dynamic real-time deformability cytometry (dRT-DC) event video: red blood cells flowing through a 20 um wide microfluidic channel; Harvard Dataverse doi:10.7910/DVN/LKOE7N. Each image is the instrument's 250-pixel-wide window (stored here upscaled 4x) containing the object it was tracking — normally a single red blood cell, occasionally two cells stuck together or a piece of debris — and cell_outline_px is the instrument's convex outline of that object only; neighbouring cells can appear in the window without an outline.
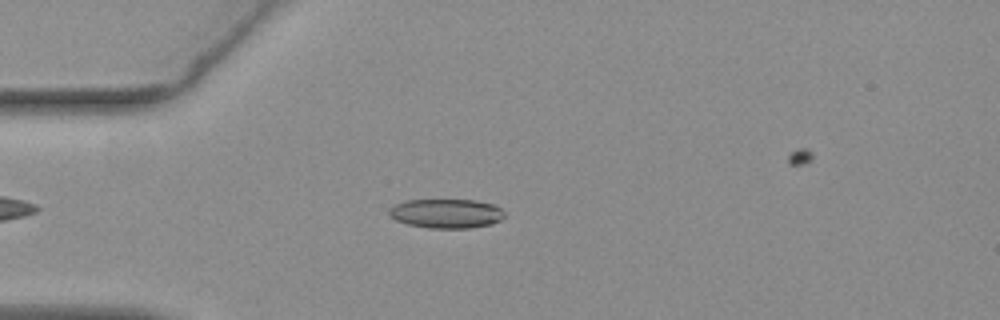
{"species": "common noctule bat (a hibernating species)", "species_latin": "Nyctalus noctula", "temperature_condition": "warm", "stored_images_in_passage": 47, "camera_frame_rate_fps": 3000, "um_per_image_px": 0.085, "animal": {"sex": "female", "body_mass_g": 19.3, "forearm_length_mm": 54.1}, "frame": {"image": 1, "passage_image": 8, "time_ms": 2.333, "image_size_px": [1000, 320], "cell_outline_px": [[504, 216], [500, 220], [492, 224], [468, 228], [428, 228], [408, 224], [396, 220], [388, 212], [388, 208], [396, 204], [408, 200], [476, 200], [492, 204], [500, 208], [504, 212]], "centroid_in_image_um": [37.94, 18.15], "position_along_channel_um": 47.1, "area_um2": 19.59}}
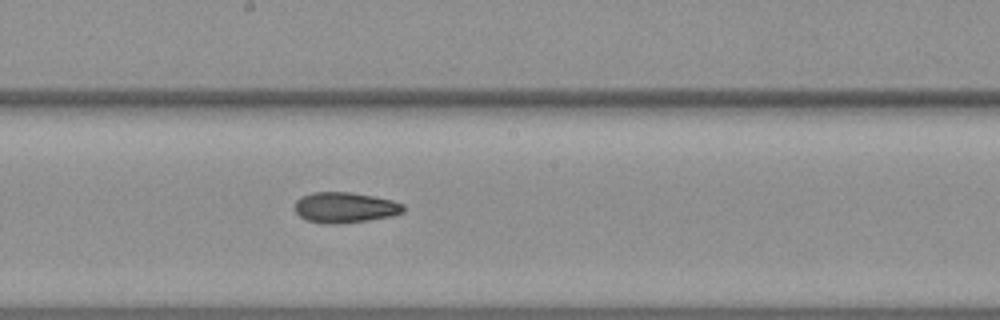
{"frame": {"image": 2, "passage_image": 23, "time_ms": 7.333, "image_size_px": [1000, 320], "cell_outline_px": [[404, 212], [392, 216], [368, 220], [336, 224], [328, 224], [304, 220], [296, 212], [296, 200], [300, 196], [312, 192], [352, 192], [392, 200], [404, 204]], "centroid_in_image_um": [29.31, 17.63], "position_along_channel_um": 218.9, "area_um2": 19.42}}
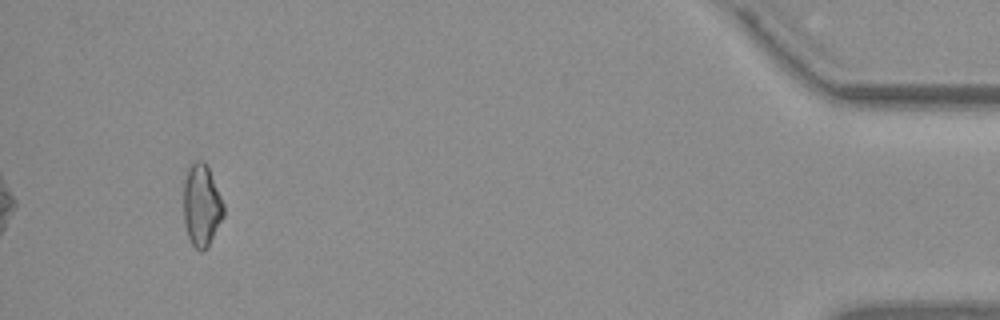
{"frame": {"image": 3, "passage_image": 45, "time_ms": 14.667, "image_size_px": [1000, 320], "cell_outline_px": [[224, 216], [208, 248], [204, 252], [200, 252], [192, 244], [188, 236], [184, 224], [184, 180], [188, 168], [196, 160], [204, 160], [208, 168], [224, 204]], "centroid_in_image_um": [17.14, 17.5], "position_along_channel_um": 418.1, "area_um2": 19.25}}